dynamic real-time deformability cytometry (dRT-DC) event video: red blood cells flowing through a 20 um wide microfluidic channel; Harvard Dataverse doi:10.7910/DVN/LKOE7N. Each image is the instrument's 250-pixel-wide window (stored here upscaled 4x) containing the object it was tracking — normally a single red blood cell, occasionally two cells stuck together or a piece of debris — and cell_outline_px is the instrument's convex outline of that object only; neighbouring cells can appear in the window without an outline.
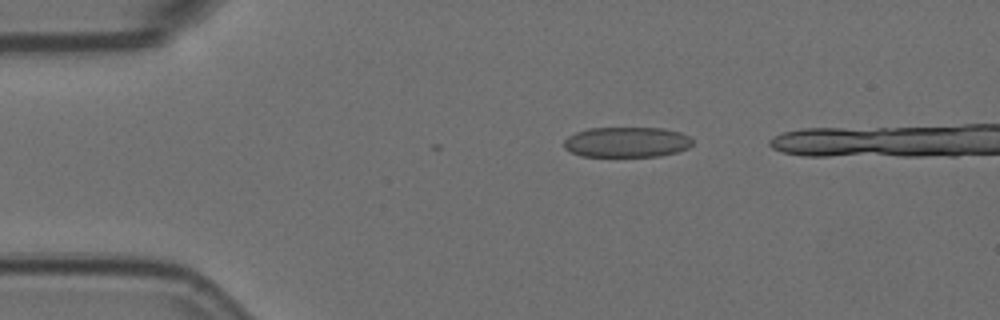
{"species": "Egyptian fruit bat (a non-hibernating species)", "species_latin": "Rousettus aegyptiacus", "temperature_condition": "room temperature", "stored_images_in_passage": 7, "camera_frame_rate_fps": 3000, "um_per_image_px": 0.085, "animal": {"sex": "female"}, "frame": {"image": 1, "passage_image": 2, "time_ms": 0.333, "image_size_px": [1000, 320], "cell_outline_px": [[692, 144], [688, 148], [680, 152], [660, 156], [580, 156], [564, 148], [564, 140], [568, 136], [576, 132], [588, 128], [664, 128], [680, 132], [688, 136], [692, 140]], "centroid_in_image_um": [53.28, 12.08], "position_along_channel_um": 31.7, "area_um2": 22.83}}
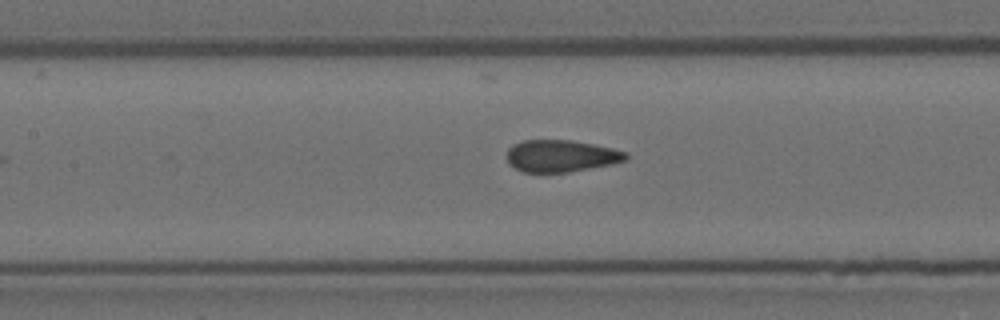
{"frame": {"image": 2, "passage_image": 6, "time_ms": 1.667, "image_size_px": [1000, 320], "cell_outline_px": [[628, 160], [612, 164], [568, 172], [524, 172], [508, 164], [508, 148], [524, 140], [568, 140], [592, 144], [612, 148], [628, 152]], "centroid_in_image_um": [47.72, 13.26], "position_along_channel_um": 159.7, "area_um2": 22.02}}
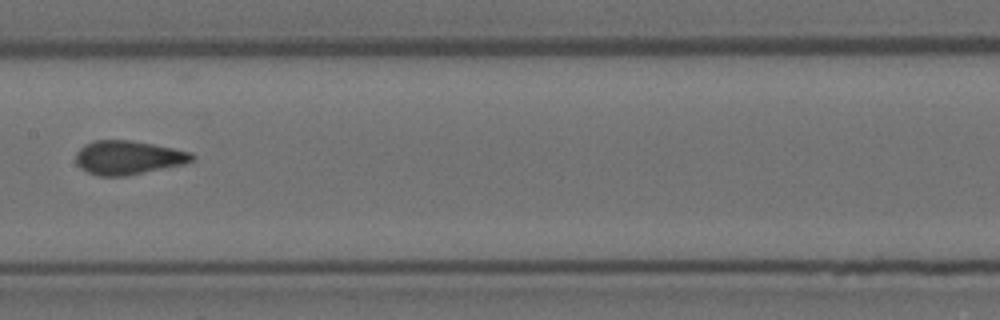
{"frame": {"image": 3, "passage_image": 7, "time_ms": 2.0, "image_size_px": [1000, 320], "cell_outline_px": [[196, 160], [184, 164], [124, 176], [100, 176], [88, 172], [80, 168], [76, 164], [76, 152], [84, 144], [96, 140], [128, 140], [152, 144], [192, 152], [196, 156]], "centroid_in_image_um": [10.9, 13.39], "position_along_channel_um": 196.5, "area_um2": 22.89}}